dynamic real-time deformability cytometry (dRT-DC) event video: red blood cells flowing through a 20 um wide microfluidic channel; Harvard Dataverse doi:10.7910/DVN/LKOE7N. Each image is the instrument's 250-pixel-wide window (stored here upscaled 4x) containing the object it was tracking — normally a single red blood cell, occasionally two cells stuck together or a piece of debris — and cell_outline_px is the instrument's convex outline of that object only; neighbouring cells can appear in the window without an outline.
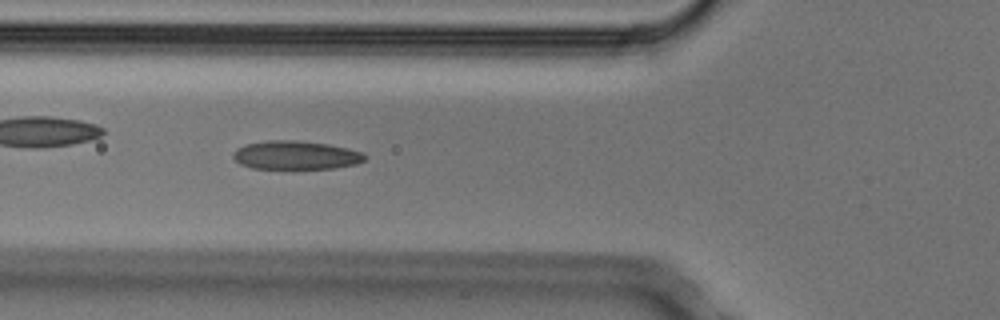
{"species": "Egyptian fruit bat (a non-hibernating species)", "species_latin": "Rousettus aegyptiacus", "temperature_condition": "cold", "stored_images_in_passage": 7, "camera_frame_rate_fps": 3000, "um_per_image_px": 0.085, "animal": {"sex": "male"}, "frame": {"image": 1, "passage_image": 6, "time_ms": 1.667, "image_size_px": [1000, 320], "cell_outline_px": [[368, 156], [364, 160], [356, 164], [332, 168], [252, 168], [240, 164], [232, 156], [232, 152], [236, 148], [244, 144], [268, 140], [296, 140], [328, 144], [348, 148], [364, 152]], "centroid_in_image_um": [25.14, 13.17], "position_along_channel_um": 100.7, "area_um2": 22.02}}
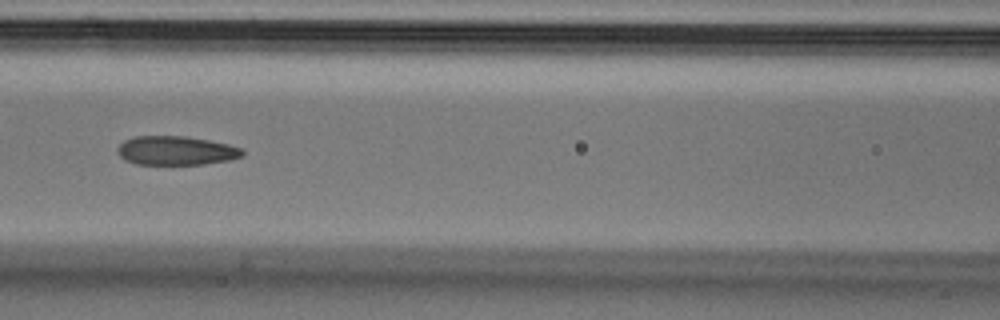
{"frame": {"image": 2, "passage_image": 7, "time_ms": 2.0, "image_size_px": [1000, 320], "cell_outline_px": [[244, 156], [228, 160], [204, 164], [136, 164], [124, 160], [116, 152], [116, 148], [124, 140], [132, 136], [184, 136], [208, 140], [228, 144], [240, 148], [244, 152]], "centroid_in_image_um": [14.92, 12.8], "position_along_channel_um": 151.7, "area_um2": 21.15}}